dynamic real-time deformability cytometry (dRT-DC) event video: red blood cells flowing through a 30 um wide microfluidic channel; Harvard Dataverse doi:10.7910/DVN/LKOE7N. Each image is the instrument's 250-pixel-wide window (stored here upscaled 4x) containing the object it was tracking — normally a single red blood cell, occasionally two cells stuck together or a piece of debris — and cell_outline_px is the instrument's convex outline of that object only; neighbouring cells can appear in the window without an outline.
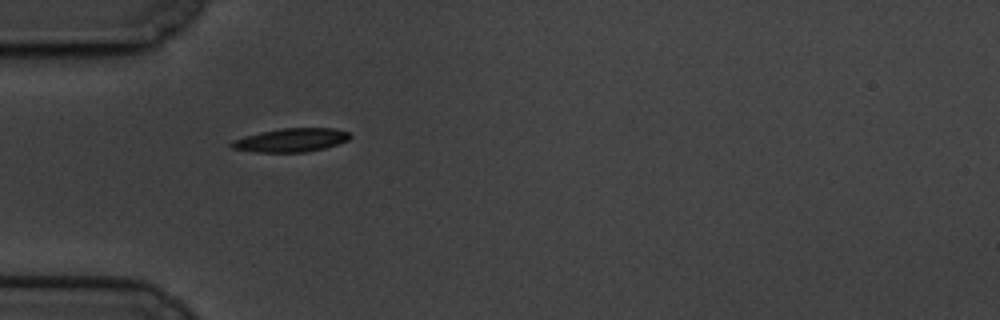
{"species": "common noctule bat (a hibernating species)", "species_latin": "Nyctalus noctula", "temperature_condition": "cold", "stored_images_in_passage": 42, "camera_frame_rate_fps": 3000, "um_per_image_px": 0.085, "animal": {"sex": "male", "body_mass_g": 19.5, "forearm_length_mm": 54.6}, "frame": {"image": 1, "passage_image": 1, "time_ms": 0.0, "image_size_px": [1000, 320], "cell_outline_px": [[352, 136], [348, 140], [324, 148], [304, 152], [256, 152], [232, 148], [228, 144], [232, 140], [260, 132], [280, 128], [332, 128], [348, 132]], "centroid_in_image_um": [24.72, 11.9], "position_along_channel_um": 60.3, "area_um2": 16.18}}
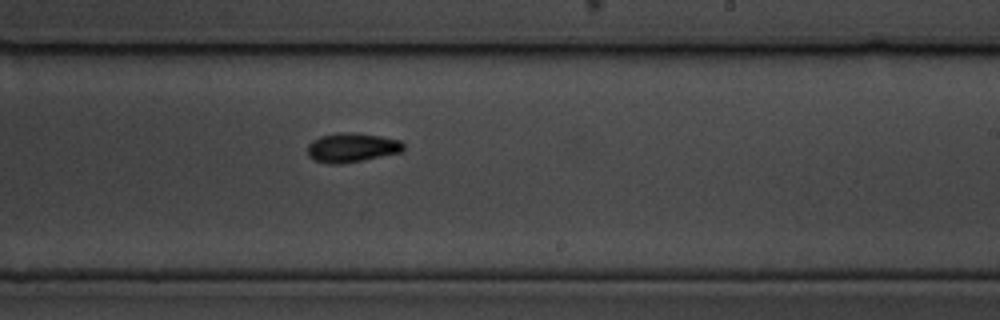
{"frame": {"image": 2, "passage_image": 19, "time_ms": 6.0, "image_size_px": [1000, 320], "cell_outline_px": [[404, 148], [400, 152], [340, 164], [328, 164], [316, 160], [308, 156], [308, 144], [312, 140], [320, 136], [340, 132], [356, 132], [380, 136], [400, 140], [404, 144]], "centroid_in_image_um": [29.88, 12.52], "position_along_channel_um": 259.1, "area_um2": 16.24}}
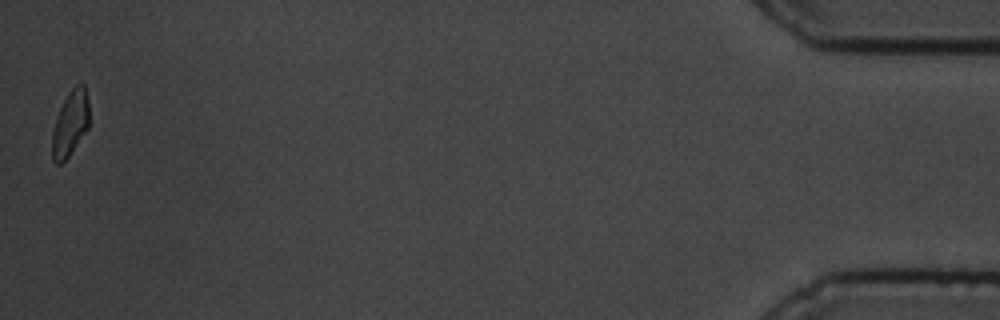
{"frame": {"image": 3, "passage_image": 42, "time_ms": 13.667, "image_size_px": [1000, 320], "cell_outline_px": [[88, 128], [68, 156], [60, 164], [56, 164], [52, 160], [52, 132], [56, 116], [64, 100], [72, 88], [76, 84], [84, 84], [88, 100]], "centroid_in_image_um": [5.95, 10.5], "position_along_channel_um": 429.2, "area_um2": 13.93}, "authors_computed_cell_mechanics": {"area_um2": 15.8661, "velocity_mm_per_s": 3.3788, "shape_relaxation_time_tau1_ms": 2.1001, "shape_relaxation_time_tau2_ms": 4.747, "deformation_change_tau1": 0.1546, "deformation_change_tau2": 0.0854}}